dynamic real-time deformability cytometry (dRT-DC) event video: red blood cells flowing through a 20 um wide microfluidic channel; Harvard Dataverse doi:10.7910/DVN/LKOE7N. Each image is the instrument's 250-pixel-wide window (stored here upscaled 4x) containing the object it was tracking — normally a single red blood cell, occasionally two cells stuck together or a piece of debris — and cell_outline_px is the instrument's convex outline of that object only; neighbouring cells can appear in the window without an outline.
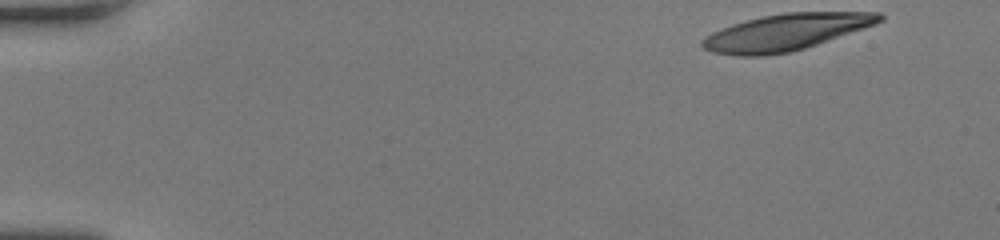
{"species": "human", "species_latin": "Homo sapiens", "temperature_condition": "room temperature", "stored_images_in_passage": 47, "camera_frame_rate_fps": 3000, "um_per_image_px": 0.085, "donor": {"sex": "female"}, "frame": {"image": 1, "passage_image": 1, "time_ms": 0.0, "image_size_px": [1000, 240], "cell_outline_px": [[884, 20], [876, 24], [804, 48], [788, 52], [764, 56], [740, 56], [712, 52], [704, 48], [700, 44], [700, 40], [704, 36], [720, 28], [732, 24], [764, 16], [784, 12], [880, 12], [884, 16]], "centroid_in_image_um": [66.77, 2.73], "position_along_channel_um": 18.2, "area_um2": 37.57}}
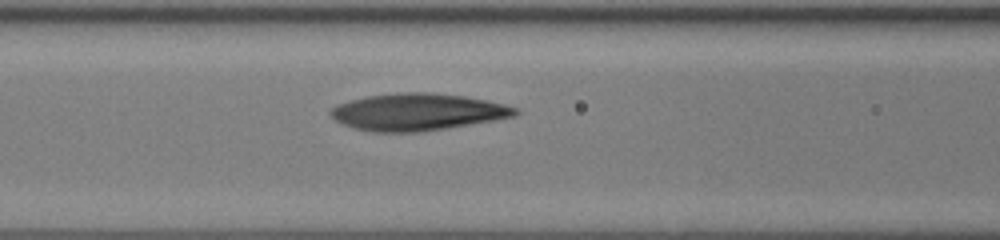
{"frame": {"image": 2, "passage_image": 19, "time_ms": 6.0, "image_size_px": [1000, 240], "cell_outline_px": [[520, 112], [516, 116], [496, 120], [420, 132], [376, 132], [352, 128], [336, 120], [328, 112], [336, 104], [368, 96], [404, 92], [432, 92], [464, 96], [504, 104], [516, 108]], "centroid_in_image_um": [35.5, 9.52], "position_along_channel_um": 131.1, "area_um2": 39.65}}
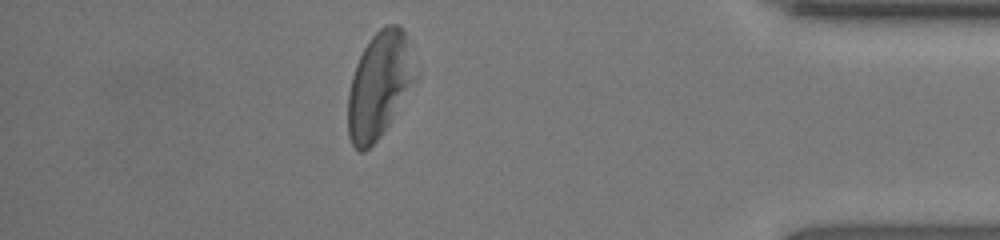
{"frame": {"image": 3, "passage_image": 41, "time_ms": 13.333, "image_size_px": [1000, 240], "cell_outline_px": [[408, 80], [388, 124], [380, 136], [364, 152], [360, 152], [352, 144], [348, 136], [348, 92], [352, 76], [356, 64], [368, 40], [384, 24], [400, 24], [404, 28]], "centroid_in_image_um": [32.03, 7.27], "position_along_channel_um": 403.2, "area_um2": 38.15}, "authors_computed_cell_mechanics": {"area_um2": 39.3618, "velocity_mm_per_s": 4.1988, "shape_relaxation_time_tau1_ms": 4.9161, "shape_relaxation_time_tau2_ms": 1.9666, "deformation_change_tau1": 0.1861, "deformation_change_tau2": 0.1092}}